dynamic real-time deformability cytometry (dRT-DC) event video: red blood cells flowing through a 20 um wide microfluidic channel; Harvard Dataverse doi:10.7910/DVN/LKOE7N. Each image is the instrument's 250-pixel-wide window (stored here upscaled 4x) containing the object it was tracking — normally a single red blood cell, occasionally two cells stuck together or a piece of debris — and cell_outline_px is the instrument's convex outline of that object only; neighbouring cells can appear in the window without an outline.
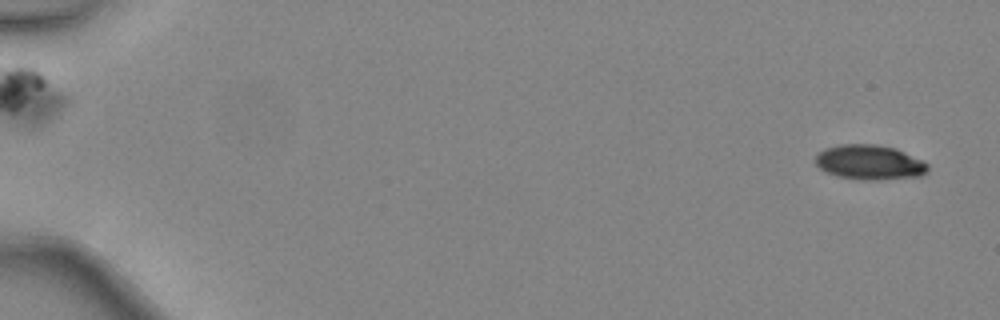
{"species": "common noctule bat (a hibernating species)", "species_latin": "Nyctalus noctula", "temperature_condition": "warm", "stored_images_in_passage": 12, "camera_frame_rate_fps": 3000, "um_per_image_px": 0.085, "animal": {"sex": "female", "body_mass_g": 24.6, "forearm_length_mm": 56.2}, "frame": {"image": 1, "passage_image": 2, "time_ms": 0.333, "image_size_px": [1000, 320], "cell_outline_px": [[928, 172], [920, 176], [880, 180], [864, 180], [836, 176], [820, 168], [816, 164], [816, 156], [824, 148], [840, 144], [876, 144], [896, 148], [924, 160], [928, 164]], "centroid_in_image_um": [73.95, 13.79], "position_along_channel_um": 11.0, "area_um2": 22.95}}